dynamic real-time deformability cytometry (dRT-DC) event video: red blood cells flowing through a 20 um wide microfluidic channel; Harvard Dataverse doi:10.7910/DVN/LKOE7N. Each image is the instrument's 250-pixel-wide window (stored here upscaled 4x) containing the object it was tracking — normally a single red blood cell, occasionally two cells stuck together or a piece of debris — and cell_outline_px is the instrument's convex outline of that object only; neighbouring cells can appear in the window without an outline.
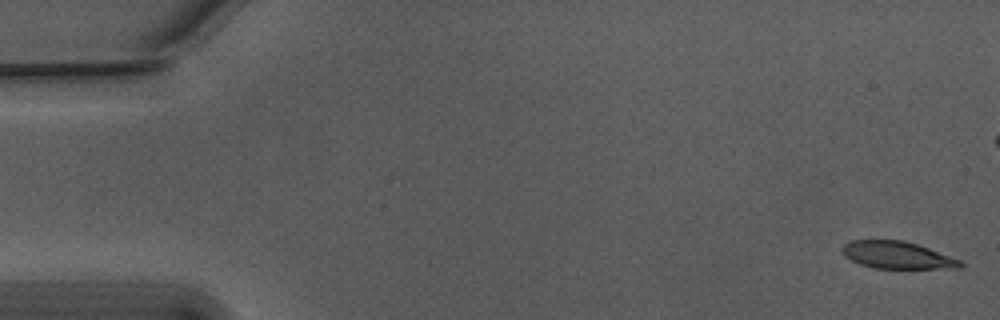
{"species": "Egyptian fruit bat (a non-hibernating species)", "species_latin": "Rousettus aegyptiacus", "temperature_condition": "warm", "stored_images_in_passage": 48, "camera_frame_rate_fps": 3000, "um_per_image_px": 0.085, "animal": {"sex": "male"}, "frame": {"image": 1, "passage_image": 1, "time_ms": 0.0, "image_size_px": [1000, 320], "cell_outline_px": [[964, 264], [960, 268], [872, 268], [860, 264], [844, 256], [840, 248], [848, 240], [904, 240], [928, 248], [960, 260]], "centroid_in_image_um": [76.21, 21.68], "position_along_channel_um": 8.8, "area_um2": 18.67}}
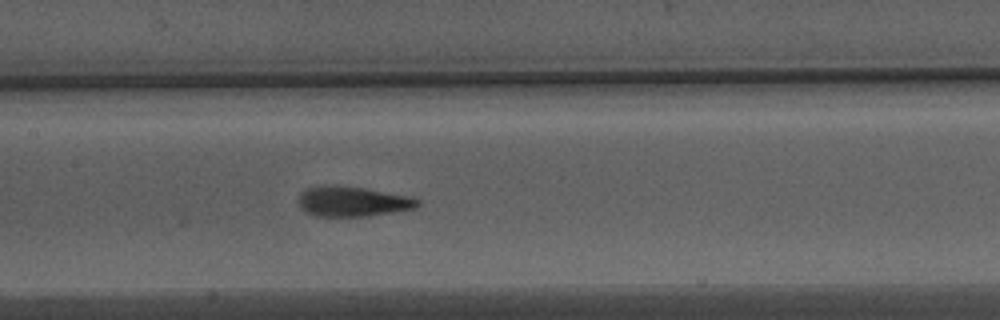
{"frame": {"image": 2, "passage_image": 26, "time_ms": 8.333, "image_size_px": [1000, 320], "cell_outline_px": [[420, 204], [416, 208], [368, 216], [312, 216], [300, 208], [300, 192], [308, 188], [364, 188], [408, 196], [420, 200]], "centroid_in_image_um": [30.02, 17.18], "position_along_channel_um": 177.4, "area_um2": 20.0}}
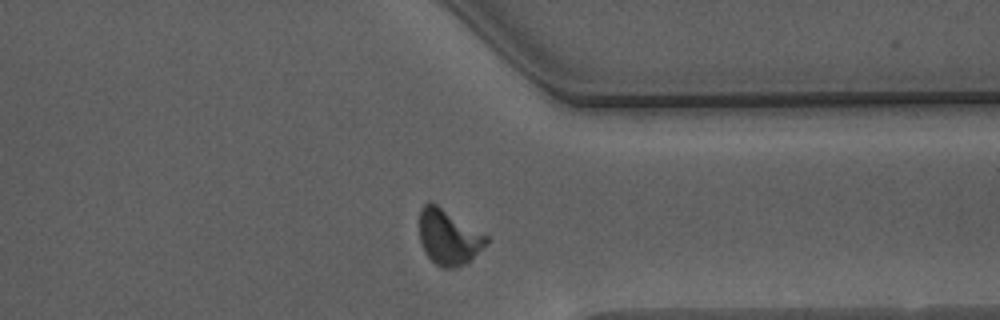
{"frame": {"image": 3, "passage_image": 42, "time_ms": 13.667, "image_size_px": [1000, 320], "cell_outline_px": [[488, 244], [472, 260], [456, 268], [440, 268], [424, 252], [420, 240], [420, 208], [428, 200], [432, 200], [488, 236]], "centroid_in_image_um": [38.14, 20.14], "position_along_channel_um": 373.3, "area_um2": 22.02}, "authors_computed_cell_mechanics": {"area_um2": 20.5479, "velocity_mm_per_s": 3.7478, "shape_relaxation_time_tau1_ms": 3.7186, "shape_relaxation_time_tau2_ms": 1.191, "deformation_change_tau1": 0.1916, "deformation_change_tau2": 0.095}}